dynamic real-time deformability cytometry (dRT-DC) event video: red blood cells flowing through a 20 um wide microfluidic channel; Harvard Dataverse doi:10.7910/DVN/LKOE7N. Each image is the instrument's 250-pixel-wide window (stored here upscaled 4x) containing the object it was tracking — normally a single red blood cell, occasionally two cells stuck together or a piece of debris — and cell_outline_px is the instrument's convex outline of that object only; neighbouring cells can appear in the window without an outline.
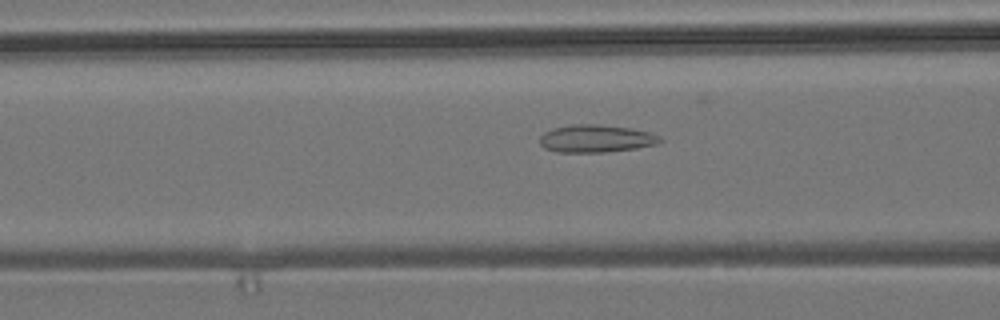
{"species": "common noctule bat (a hibernating species)", "species_latin": "Nyctalus noctula", "temperature_condition": "room temperature", "stored_images_in_passage": 39, "camera_frame_rate_fps": 3000, "um_per_image_px": 0.085, "animal": {"sex": "male", "body_mass_g": 19.2, "forearm_length_mm": 51.8}, "frame": {"image": 1, "passage_image": 13, "time_ms": 4.0, "image_size_px": [1000, 320], "cell_outline_px": [[664, 140], [656, 144], [636, 148], [604, 152], [556, 152], [544, 148], [540, 144], [540, 136], [544, 132], [552, 128], [572, 124], [596, 124], [628, 128], [652, 132], [660, 136]], "centroid_in_image_um": [50.65, 11.78], "position_along_channel_um": 115.9, "area_um2": 19.42}}
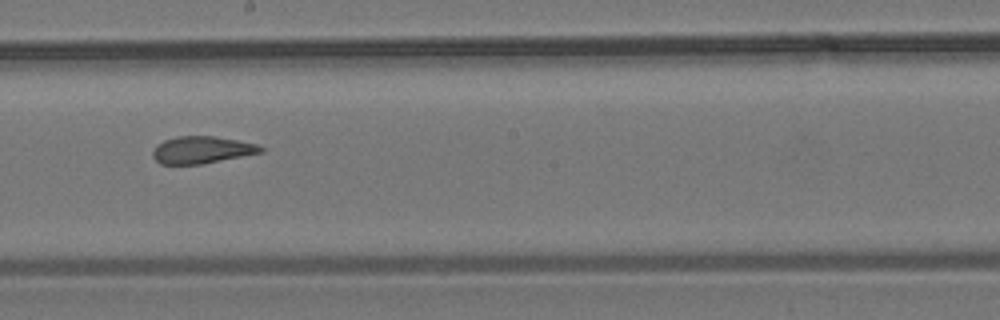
{"frame": {"image": 2, "passage_image": 22, "time_ms": 7.0, "image_size_px": [1000, 320], "cell_outline_px": [[264, 152], [200, 164], [160, 164], [152, 156], [152, 152], [156, 144], [164, 140], [180, 136], [216, 136], [256, 144], [264, 148]], "centroid_in_image_um": [17.13, 12.74], "position_along_channel_um": 231.1, "area_um2": 16.99}}
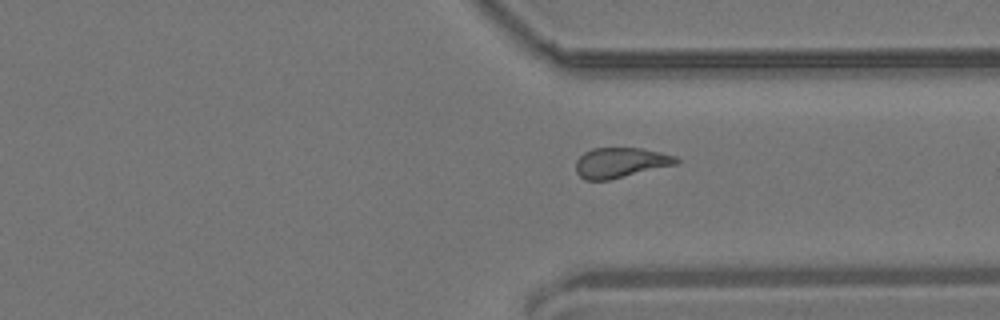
{"frame": {"image": 3, "passage_image": 32, "time_ms": 10.333, "image_size_px": [1000, 320], "cell_outline_px": [[680, 160], [676, 164], [608, 180], [584, 180], [576, 172], [576, 160], [584, 152], [592, 148], [640, 148], [660, 152], [676, 156]], "centroid_in_image_um": [52.71, 13.82], "position_along_channel_um": 358.7, "area_um2": 17.51}}